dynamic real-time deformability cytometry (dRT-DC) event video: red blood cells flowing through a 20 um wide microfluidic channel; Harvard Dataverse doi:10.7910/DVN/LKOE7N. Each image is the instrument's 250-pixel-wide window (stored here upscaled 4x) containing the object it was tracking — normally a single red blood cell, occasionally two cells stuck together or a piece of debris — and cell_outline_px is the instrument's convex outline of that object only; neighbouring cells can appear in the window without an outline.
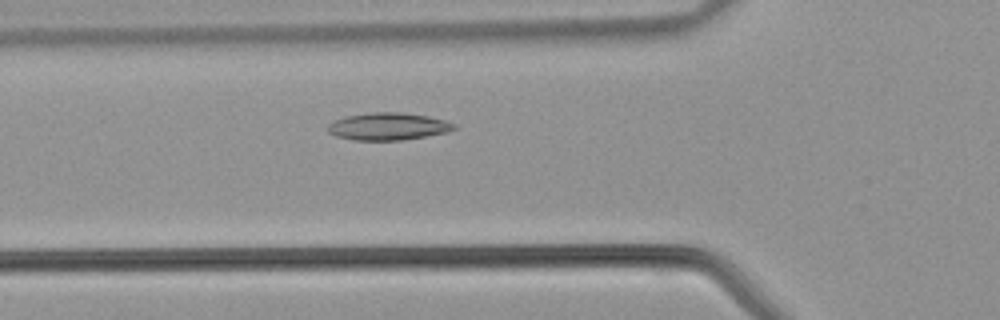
{"species": "common noctule bat (a hibernating species)", "species_latin": "Nyctalus noctula", "temperature_condition": "warm", "stored_images_in_passage": 37, "camera_frame_rate_fps": 3000, "um_per_image_px": 0.085, "animal": {"sex": "male", "body_mass_g": 21.5, "forearm_length_mm": 52.0}, "frame": {"image": 1, "passage_image": 10, "time_ms": 3.0, "image_size_px": [1000, 320], "cell_outline_px": [[456, 128], [448, 132], [404, 140], [352, 140], [336, 136], [328, 132], [328, 124], [344, 116], [372, 112], [404, 112], [428, 116], [444, 120], [456, 124]], "centroid_in_image_um": [32.99, 10.74], "position_along_channel_um": 92.8, "area_um2": 20.23}}
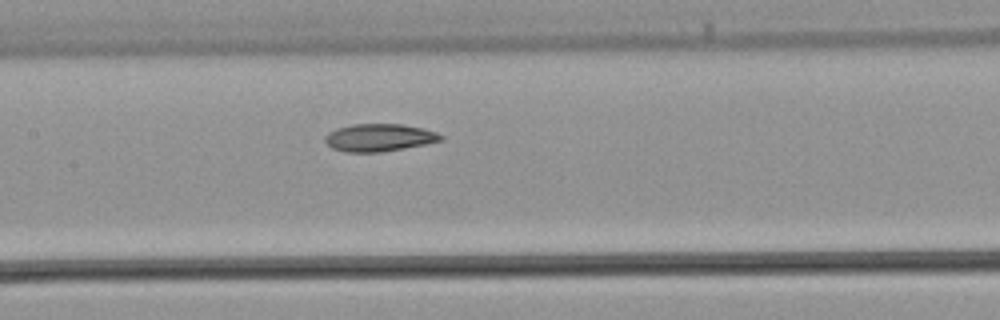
{"frame": {"image": 2, "passage_image": 15, "time_ms": 4.667, "image_size_px": [1000, 320], "cell_outline_px": [[444, 136], [440, 140], [424, 144], [404, 148], [380, 152], [344, 152], [332, 148], [324, 140], [324, 136], [328, 132], [336, 128], [352, 124], [400, 124], [424, 128], [436, 132]], "centroid_in_image_um": [32.19, 11.69], "position_along_channel_um": 175.2, "area_um2": 18.55}}
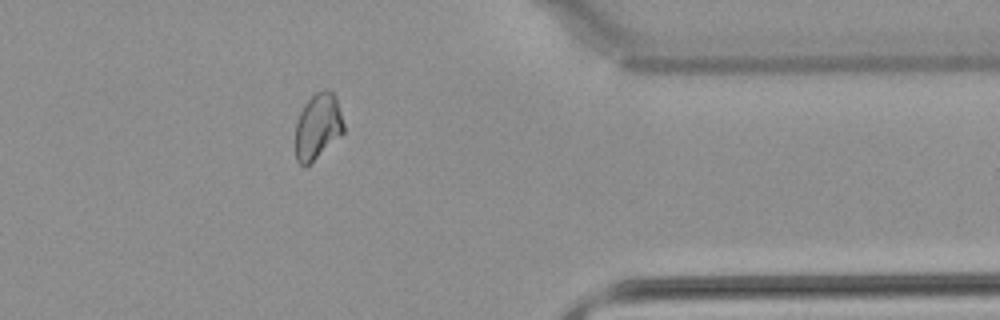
{"frame": {"image": 3, "passage_image": 29, "time_ms": 9.333, "image_size_px": [1000, 320], "cell_outline_px": [[344, 132], [304, 168], [296, 160], [296, 124], [300, 112], [304, 104], [316, 92], [324, 88], [332, 92], [336, 96], [344, 124]], "centroid_in_image_um": [27.01, 10.72], "position_along_channel_um": 384.4, "area_um2": 18.32}}